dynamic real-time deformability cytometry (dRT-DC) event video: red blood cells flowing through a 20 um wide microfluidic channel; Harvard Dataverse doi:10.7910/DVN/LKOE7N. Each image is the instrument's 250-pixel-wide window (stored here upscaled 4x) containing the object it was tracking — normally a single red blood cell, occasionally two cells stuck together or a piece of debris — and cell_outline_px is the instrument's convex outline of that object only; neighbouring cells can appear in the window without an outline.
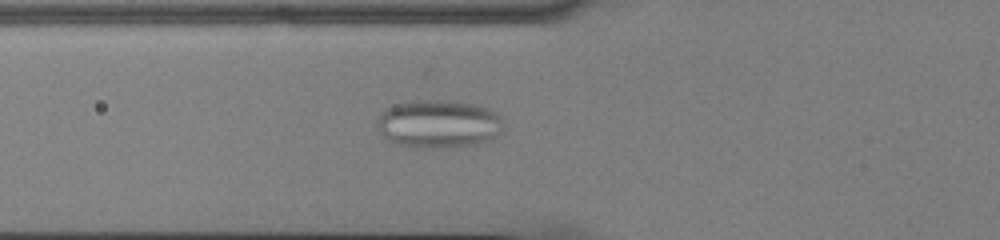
{"species": "common noctule bat (a hibernating species)", "species_latin": "Nyctalus noctula", "temperature_condition": "cold", "stored_images_in_passage": 42, "camera_frame_rate_fps": 3000, "um_per_image_px": 0.085, "animal": {"sex": "male", "body_mass_g": 13.0, "forearm_length_mm": 53.1}, "frame": {"image": 1, "passage_image": 8, "time_ms": 2.333, "image_size_px": [1000, 240], "cell_outline_px": [[504, 128], [492, 140], [476, 144], [456, 148], [412, 148], [392, 144], [380, 132], [376, 124], [376, 120], [380, 112], [384, 108], [392, 104], [412, 100], [452, 100], [476, 104], [488, 108], [496, 112], [500, 116]], "centroid_in_image_um": [37.25, 10.54], "position_along_channel_um": 88.6, "area_um2": 36.59}}
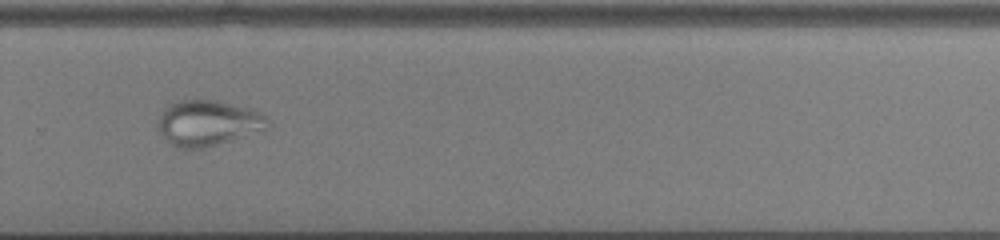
{"frame": {"image": 2, "passage_image": 26, "time_ms": 8.333, "image_size_px": [1000, 240], "cell_outline_px": [[268, 120], [264, 128], [216, 144], [200, 148], [180, 148], [172, 144], [156, 128], [160, 116], [164, 108], [168, 104], [180, 100], [216, 100], [248, 108], [260, 112], [268, 116]], "centroid_in_image_um": [17.61, 10.42], "position_along_channel_um": 312.2, "area_um2": 28.32}}
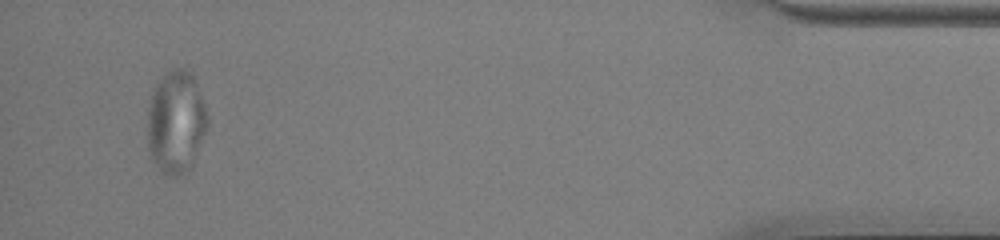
{"frame": {"image": 3, "passage_image": 40, "time_ms": 13.0, "image_size_px": [1000, 240], "cell_outline_px": [[208, 124], [192, 164], [184, 172], [176, 176], [168, 176], [160, 172], [152, 160], [148, 148], [148, 108], [152, 92], [156, 84], [164, 72], [168, 68], [184, 68], [192, 72], [196, 80], [208, 116]], "centroid_in_image_um": [14.94, 10.33], "position_along_channel_um": 420.3, "area_um2": 36.13}}